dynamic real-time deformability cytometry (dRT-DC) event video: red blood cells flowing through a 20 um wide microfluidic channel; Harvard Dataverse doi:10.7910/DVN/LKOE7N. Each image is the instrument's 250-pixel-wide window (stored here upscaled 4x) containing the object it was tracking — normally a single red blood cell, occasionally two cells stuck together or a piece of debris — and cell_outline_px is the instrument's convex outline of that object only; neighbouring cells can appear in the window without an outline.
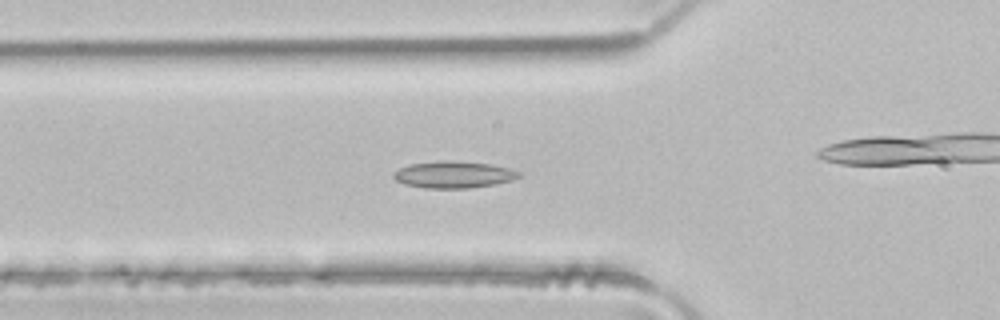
{"species": "common noctule bat (a hibernating species)", "species_latin": "Nyctalus noctula", "temperature_condition": "room temperature", "stored_images_in_passage": 46, "camera_frame_rate_fps": 3000, "um_per_image_px": 0.085, "animal": {"sex": "male", "body_mass_g": 21.5, "forearm_length_mm": 52.0}, "frame": {"image": 1, "passage_image": 13, "time_ms": 4.0, "image_size_px": [1000, 320], "cell_outline_px": [[524, 176], [512, 180], [496, 184], [468, 188], [424, 188], [404, 184], [396, 180], [392, 176], [392, 172], [400, 168], [412, 164], [440, 160], [452, 160], [492, 164], [508, 168], [520, 172]], "centroid_in_image_um": [38.58, 14.84], "position_along_channel_um": 87.2, "area_um2": 19.77}}
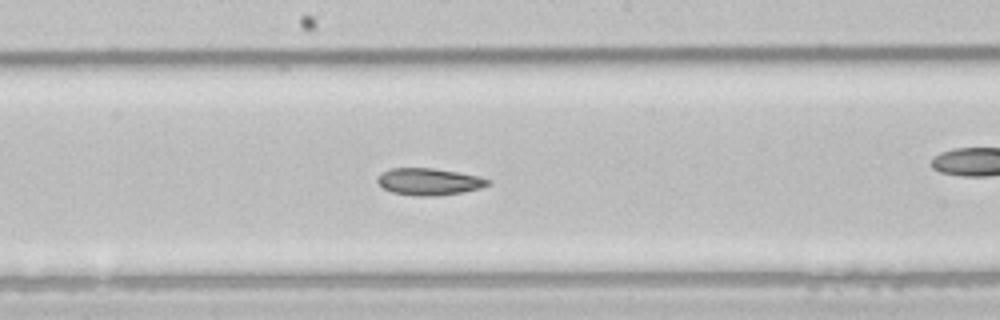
{"frame": {"image": 2, "passage_image": 22, "time_ms": 7.0, "image_size_px": [1000, 320], "cell_outline_px": [[492, 180], [488, 184], [480, 188], [464, 192], [436, 196], [416, 196], [392, 192], [384, 188], [376, 180], [380, 172], [392, 168], [432, 168], [480, 176]], "centroid_in_image_um": [36.46, 15.44], "position_along_channel_um": 211.7, "area_um2": 17.34}}
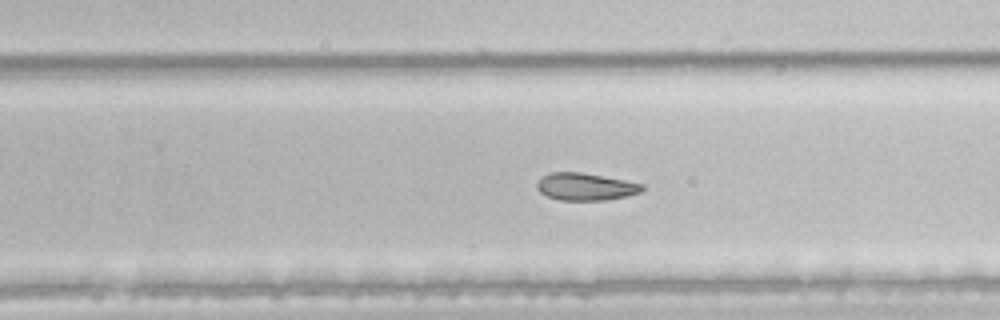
{"frame": {"image": 3, "passage_image": 27, "time_ms": 8.667, "image_size_px": [1000, 320], "cell_outline_px": [[644, 188], [640, 192], [624, 196], [604, 200], [560, 200], [548, 196], [540, 192], [536, 188], [536, 184], [544, 176], [552, 172], [580, 172], [624, 180], [644, 184]], "centroid_in_image_um": [49.76, 15.87], "position_along_channel_um": 280.0, "area_um2": 16.47}, "authors_computed_cell_mechanics": {"area_um2": 19.8832, "velocity_mm_per_s": 4.1304, "shape_relaxation_time_tau1_ms": null, "shape_relaxation_time_tau2_ms": 6.4812, "deformation_change_tau1": null, "deformation_change_tau2": 0.1152}}